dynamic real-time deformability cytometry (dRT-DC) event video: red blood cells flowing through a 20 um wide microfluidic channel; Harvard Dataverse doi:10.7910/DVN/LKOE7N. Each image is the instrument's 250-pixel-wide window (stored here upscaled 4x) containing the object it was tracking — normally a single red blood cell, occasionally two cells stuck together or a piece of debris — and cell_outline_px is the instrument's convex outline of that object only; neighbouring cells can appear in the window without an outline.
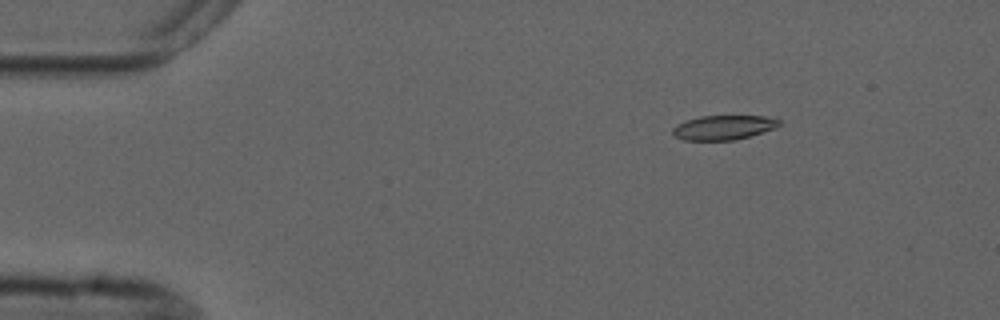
{"species": "common noctule bat (a hibernating species)", "species_latin": "Nyctalus noctula", "temperature_condition": "cold", "stored_images_in_passage": 5, "camera_frame_rate_fps": 3000, "um_per_image_px": 0.085, "animal": {"sex": "male", "forearm_length_mm": 52.5}, "frame": {"image": 1, "passage_image": 2, "time_ms": 2.0, "image_size_px": [1000, 320], "cell_outline_px": [[780, 124], [776, 128], [736, 140], [684, 140], [676, 136], [672, 132], [672, 128], [676, 124], [700, 116], [764, 116], [780, 120]], "centroid_in_image_um": [61.5, 10.84], "position_along_channel_um": 23.5, "area_um2": 15.09}}
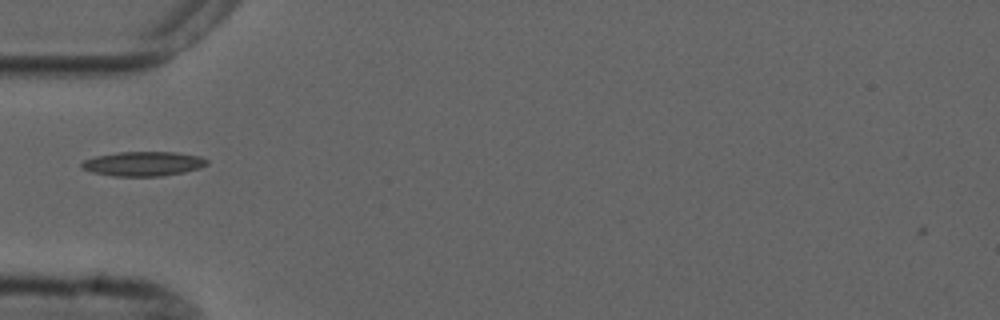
{"frame": {"image": 2, "passage_image": 5, "time_ms": 5.333, "image_size_px": [1000, 320], "cell_outline_px": [[208, 164], [200, 168], [184, 172], [160, 176], [112, 176], [92, 172], [80, 168], [80, 164], [84, 160], [96, 156], [116, 152], [176, 152], [200, 156], [208, 160]], "centroid_in_image_um": [12.17, 13.92], "position_along_channel_um": 72.8, "area_um2": 17.98}}